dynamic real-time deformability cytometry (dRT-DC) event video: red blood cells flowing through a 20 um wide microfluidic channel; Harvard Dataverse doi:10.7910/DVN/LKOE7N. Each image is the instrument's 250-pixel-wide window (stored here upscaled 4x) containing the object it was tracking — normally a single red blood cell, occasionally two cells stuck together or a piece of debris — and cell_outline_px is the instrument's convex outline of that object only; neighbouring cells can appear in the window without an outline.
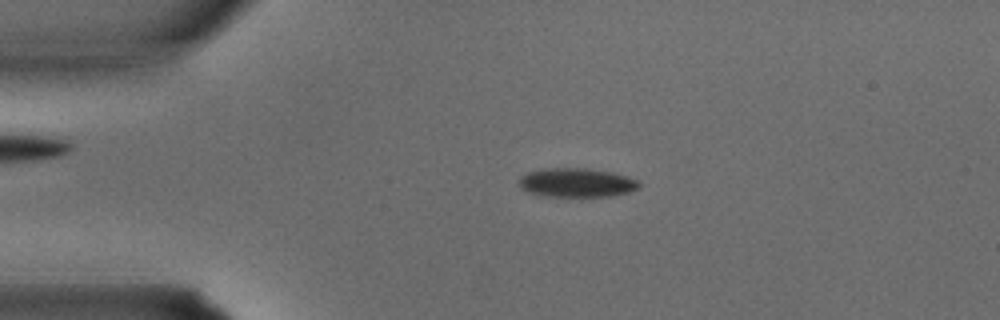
{"species": "common noctule bat (a hibernating species)", "species_latin": "Nyctalus noctula", "temperature_condition": "warm", "stored_images_in_passage": 34, "camera_frame_rate_fps": 3000, "um_per_image_px": 0.085, "animal": {"sex": "male", "body_mass_g": 15.6}, "frame": {"image": 1, "passage_image": 7, "time_ms": 2.0, "image_size_px": [1000, 320], "cell_outline_px": [[640, 188], [628, 192], [608, 196], [548, 196], [528, 192], [520, 188], [520, 176], [528, 172], [540, 168], [588, 168], [612, 172], [628, 176], [636, 180], [640, 184]], "centroid_in_image_um": [49.01, 15.51], "position_along_channel_um": 36.0, "area_um2": 20.29}}
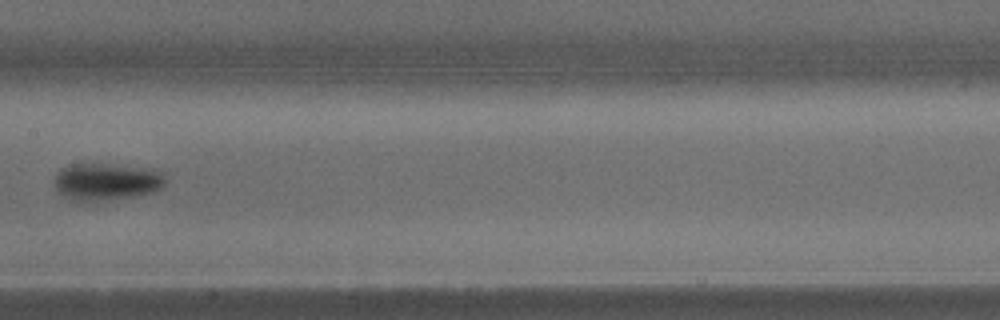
{"frame": {"image": 2, "passage_image": 17, "time_ms": 5.333, "image_size_px": [1000, 320], "cell_outline_px": [[164, 184], [160, 188], [152, 192], [136, 196], [100, 200], [72, 200], [64, 196], [56, 188], [56, 172], [60, 168], [72, 164], [104, 164], [144, 168], [164, 172]], "centroid_in_image_um": [9.04, 15.43], "position_along_channel_um": 198.4, "area_um2": 23.52}}
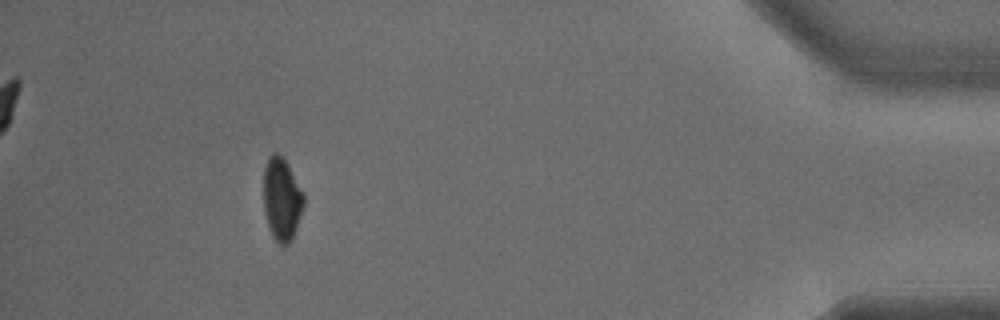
{"frame": {"image": 3, "passage_image": 31, "time_ms": 10.0, "image_size_px": [1000, 320], "cell_outline_px": [[304, 204], [296, 228], [288, 244], [284, 248], [272, 236], [264, 212], [264, 168], [268, 156], [272, 152], [280, 152], [284, 156], [304, 196]], "centroid_in_image_um": [23.93, 16.88], "position_along_channel_um": 411.3, "area_um2": 19.36}}